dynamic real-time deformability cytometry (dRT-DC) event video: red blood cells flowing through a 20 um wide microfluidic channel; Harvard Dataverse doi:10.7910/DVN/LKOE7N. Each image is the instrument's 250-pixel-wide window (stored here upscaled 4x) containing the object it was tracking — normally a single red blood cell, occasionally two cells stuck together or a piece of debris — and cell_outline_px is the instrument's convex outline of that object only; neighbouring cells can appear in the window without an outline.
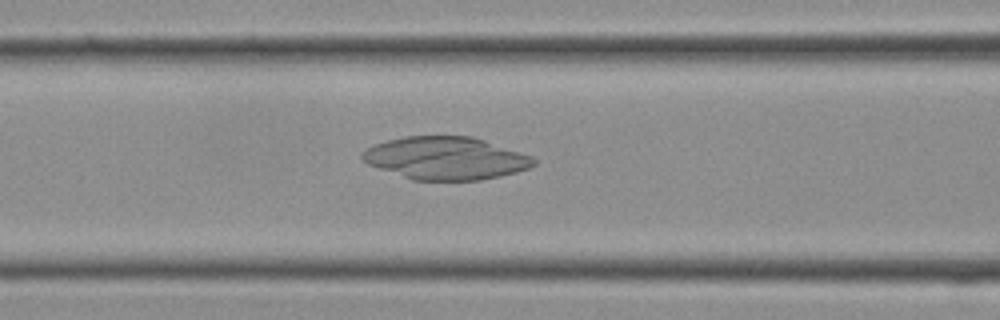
{"species": "Egyptian fruit bat (a non-hibernating species)", "species_latin": "Rousettus aegyptiacus", "temperature_condition": "cold", "stored_images_in_passage": 8, "camera_frame_rate_fps": 3000, "um_per_image_px": 0.085, "frame": {"image": 1, "passage_image": 4, "time_ms": 1.0, "image_size_px": [1000, 320], "cell_outline_px": [[536, 164], [528, 168], [516, 172], [500, 176], [480, 180], [412, 180], [368, 164], [360, 156], [360, 152], [376, 144], [388, 140], [404, 136], [472, 136], [532, 156], [536, 160]], "centroid_in_image_um": [37.89, 13.45], "position_along_channel_um": 128.7, "area_um2": 42.48}}